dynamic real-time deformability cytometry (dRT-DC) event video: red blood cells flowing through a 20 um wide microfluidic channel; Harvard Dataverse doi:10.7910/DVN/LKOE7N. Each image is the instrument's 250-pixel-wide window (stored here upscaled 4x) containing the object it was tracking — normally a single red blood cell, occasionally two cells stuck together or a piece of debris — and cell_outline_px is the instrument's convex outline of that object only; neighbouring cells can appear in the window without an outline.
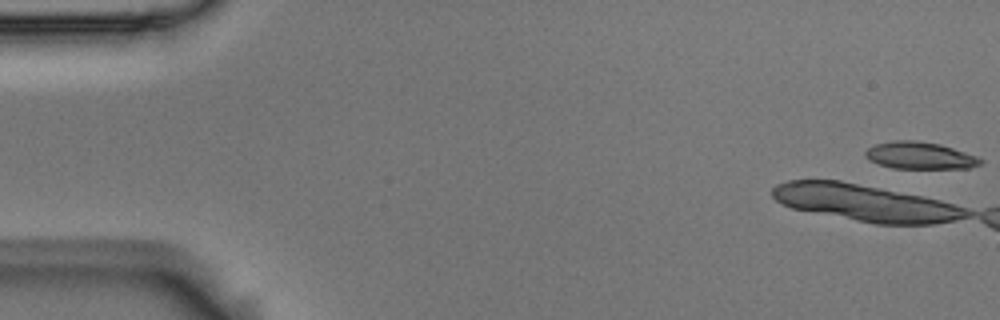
{"species": "Egyptian fruit bat (a non-hibernating species)", "species_latin": "Rousettus aegyptiacus", "temperature_condition": "room temperature", "stored_images_in_passage": 5, "camera_frame_rate_fps": 3000, "um_per_image_px": 0.085, "animal": {"sex": "male"}, "frame": {"image": 1, "passage_image": 1, "time_ms": 0.0, "image_size_px": [1000, 320], "cell_outline_px": [[984, 164], [968, 168], [892, 168], [868, 160], [864, 156], [864, 152], [868, 148], [876, 144], [896, 140], [916, 140], [940, 144], [976, 156], [984, 160]], "centroid_in_image_um": [78.19, 13.22], "position_along_channel_um": 6.8, "area_um2": 18.15}}